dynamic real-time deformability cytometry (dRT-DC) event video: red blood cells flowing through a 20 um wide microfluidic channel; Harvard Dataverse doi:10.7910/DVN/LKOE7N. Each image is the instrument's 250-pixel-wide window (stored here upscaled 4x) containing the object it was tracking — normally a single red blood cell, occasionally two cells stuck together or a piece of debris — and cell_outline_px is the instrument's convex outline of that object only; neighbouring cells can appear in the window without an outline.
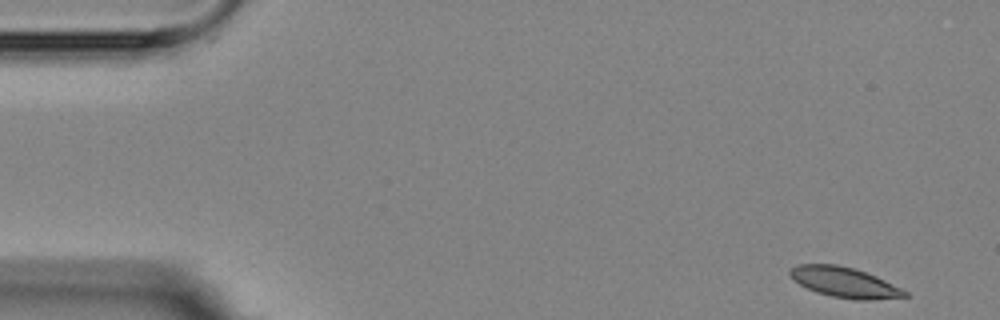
{"species": "Egyptian fruit bat (a non-hibernating species)", "species_latin": "Rousettus aegyptiacus", "temperature_condition": "room temperature", "stored_images_in_passage": 4, "camera_frame_rate_fps": 3000, "um_per_image_px": 0.085, "animal": {"sex": "female"}, "frame": {"image": 1, "passage_image": 1, "time_ms": 0.0, "image_size_px": [1000, 320], "cell_outline_px": [[908, 296], [872, 300], [856, 300], [832, 296], [816, 292], [792, 280], [788, 272], [796, 264], [836, 264], [852, 268], [876, 276], [908, 292]], "centroid_in_image_um": [71.75, 24.0], "position_along_channel_um": 13.3, "area_um2": 20.06}}
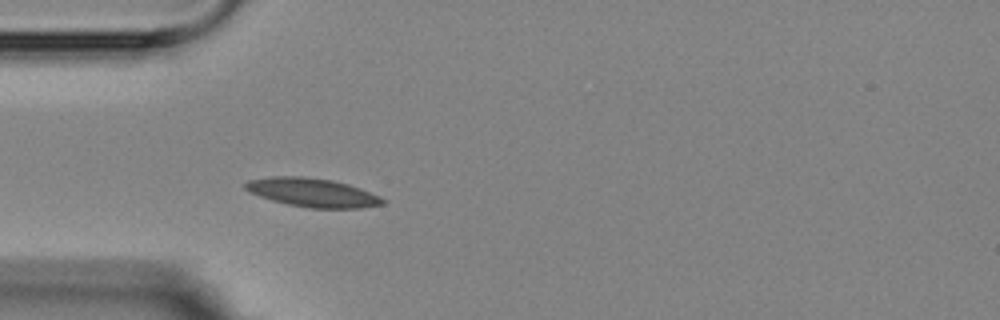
{"frame": {"image": 2, "passage_image": 4, "time_ms": 4.333, "image_size_px": [1000, 320], "cell_outline_px": [[388, 200], [384, 204], [360, 208], [308, 208], [288, 204], [272, 200], [248, 192], [244, 188], [244, 184], [248, 180], [272, 176], [304, 176], [332, 180], [348, 184], [360, 188], [380, 196]], "centroid_in_image_um": [26.57, 16.36], "position_along_channel_um": 58.4, "area_um2": 23.12}}